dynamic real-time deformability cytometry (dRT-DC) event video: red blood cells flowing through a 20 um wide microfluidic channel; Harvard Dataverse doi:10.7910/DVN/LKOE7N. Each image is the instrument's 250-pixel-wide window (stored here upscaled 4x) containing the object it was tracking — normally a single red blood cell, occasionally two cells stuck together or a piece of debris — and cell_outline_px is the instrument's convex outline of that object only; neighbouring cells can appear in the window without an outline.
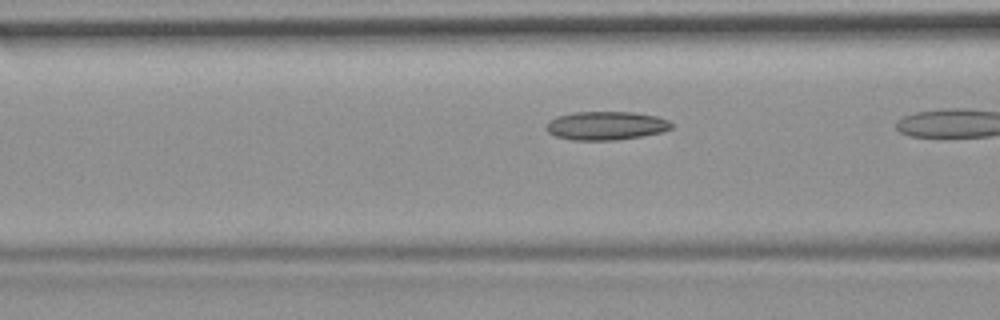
{"species": "common noctule bat (a hibernating species)", "species_latin": "Nyctalus noctula", "temperature_condition": "room temperature", "stored_images_in_passage": 9, "camera_frame_rate_fps": 3000, "um_per_image_px": 0.085, "animal": {"sex": "female", "body_mass_g": 19.9}, "frame": {"image": 1, "passage_image": 8, "time_ms": 2.333, "image_size_px": [1000, 320], "cell_outline_px": [[672, 128], [660, 132], [640, 136], [616, 140], [572, 140], [556, 136], [548, 132], [544, 128], [548, 120], [556, 116], [576, 112], [632, 112], [656, 116], [668, 120], [672, 124]], "centroid_in_image_um": [51.46, 10.68], "position_along_channel_um": 115.1, "area_um2": 20.81}}